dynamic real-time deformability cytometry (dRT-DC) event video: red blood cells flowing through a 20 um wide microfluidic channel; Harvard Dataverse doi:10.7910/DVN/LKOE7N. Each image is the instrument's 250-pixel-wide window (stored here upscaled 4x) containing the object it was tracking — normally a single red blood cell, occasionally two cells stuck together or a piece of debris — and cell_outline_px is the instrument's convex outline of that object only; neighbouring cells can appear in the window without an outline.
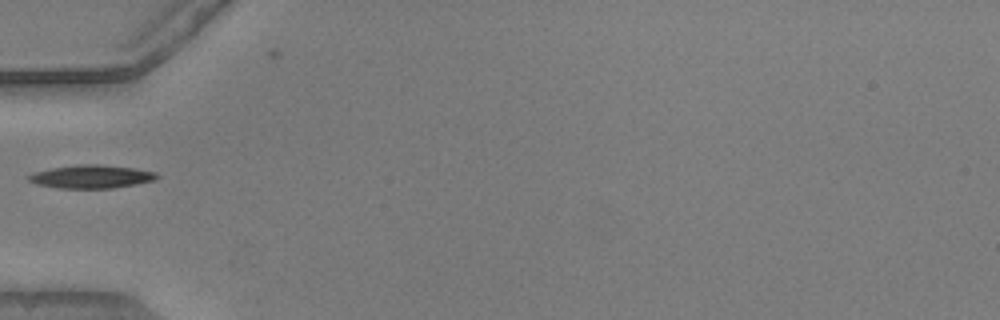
{"species": "common noctule bat (a hibernating species)", "species_latin": "Nyctalus noctula", "temperature_condition": "warm", "stored_images_in_passage": 36, "camera_frame_rate_fps": 3000, "um_per_image_px": 0.085, "animal": {"sex": "male", "body_mass_g": 20.5, "forearm_length_mm": 52.5}, "frame": {"image": 1, "passage_image": 1, "time_ms": 0.0, "image_size_px": [1000, 320], "cell_outline_px": [[160, 176], [156, 180], [136, 184], [112, 188], [60, 188], [36, 184], [28, 180], [24, 176], [32, 172], [52, 168], [76, 164], [100, 164], [136, 168], [156, 172]], "centroid_in_image_um": [7.75, 15.0], "position_along_channel_um": 77.2, "area_um2": 17.63}}
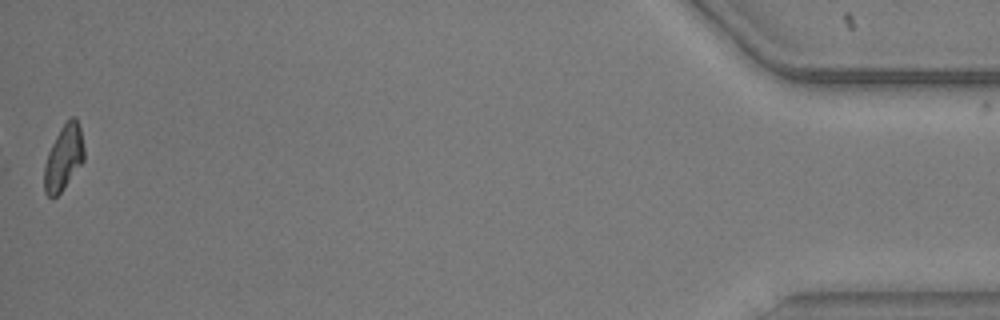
{"frame": {"image": 2, "passage_image": 35, "time_ms": 11.333, "image_size_px": [1000, 320], "cell_outline_px": [[84, 160], [60, 192], [52, 200], [44, 192], [44, 164], [48, 152], [60, 128], [72, 116], [76, 116], [80, 128], [84, 148]], "centroid_in_image_um": [5.39, 13.41], "position_along_channel_um": 429.8, "area_um2": 15.03}}